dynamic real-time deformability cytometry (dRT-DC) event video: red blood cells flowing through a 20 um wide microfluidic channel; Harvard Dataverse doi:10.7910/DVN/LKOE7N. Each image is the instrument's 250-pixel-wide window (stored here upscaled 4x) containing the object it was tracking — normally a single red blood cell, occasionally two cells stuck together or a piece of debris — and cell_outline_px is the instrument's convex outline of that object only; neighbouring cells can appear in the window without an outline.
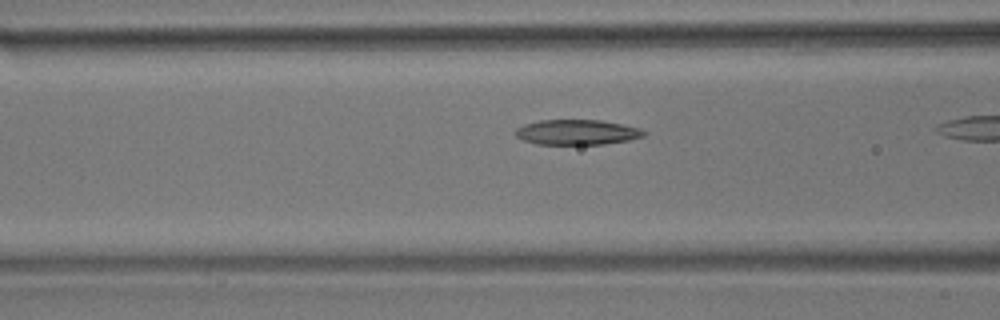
{"species": "common noctule bat (a hibernating species)", "species_latin": "Nyctalus noctula", "temperature_condition": "room temperature", "stored_images_in_passage": 11, "camera_frame_rate_fps": 3000, "um_per_image_px": 0.085, "animal": {"sex": "male", "body_mass_g": 17.9}, "frame": {"image": 1, "passage_image": 7, "time_ms": 2.0, "image_size_px": [1000, 320], "cell_outline_px": [[648, 132], [644, 136], [628, 140], [604, 144], [536, 144], [524, 140], [516, 136], [512, 132], [516, 128], [524, 124], [540, 120], [600, 120], [640, 128]], "centroid_in_image_um": [49.02, 11.24], "position_along_channel_um": 117.6, "area_um2": 18.84}}
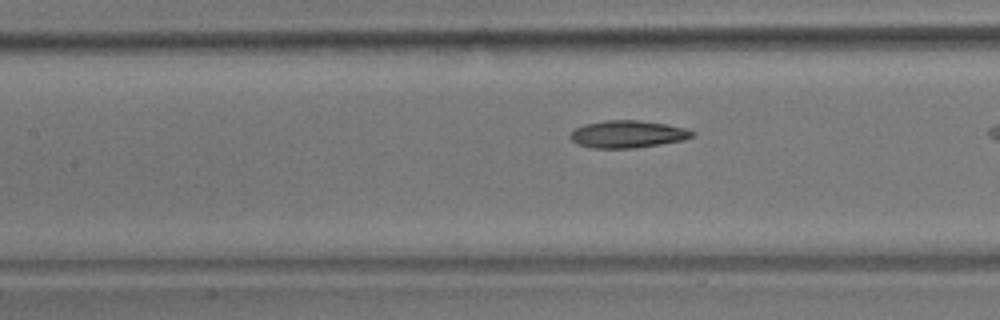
{"frame": {"image": 2, "passage_image": 10, "time_ms": 3.0, "image_size_px": [1000, 320], "cell_outline_px": [[696, 136], [684, 140], [660, 144], [632, 148], [592, 148], [576, 144], [568, 136], [576, 128], [584, 124], [604, 120], [640, 120], [668, 124], [684, 128], [696, 132]], "centroid_in_image_um": [53.36, 11.4], "position_along_channel_um": 154.0, "area_um2": 19.59}}